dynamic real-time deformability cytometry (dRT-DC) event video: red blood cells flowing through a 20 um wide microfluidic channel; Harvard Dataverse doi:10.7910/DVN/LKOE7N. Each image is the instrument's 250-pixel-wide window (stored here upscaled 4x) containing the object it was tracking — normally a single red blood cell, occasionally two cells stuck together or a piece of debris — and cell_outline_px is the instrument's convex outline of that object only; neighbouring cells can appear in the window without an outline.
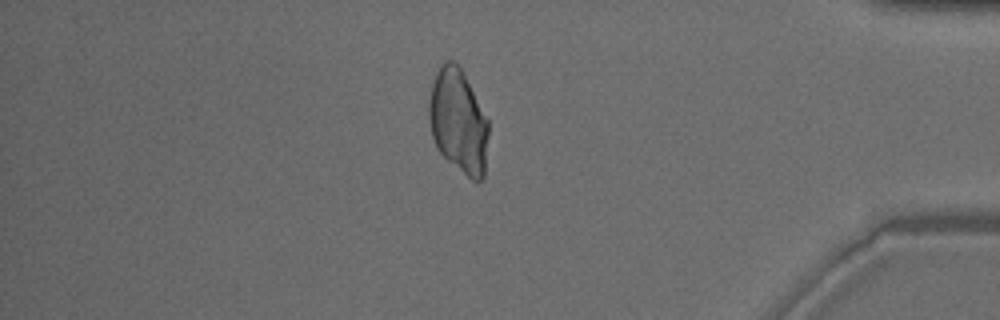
{"species": "common noctule bat (a hibernating species)", "species_latin": "Nyctalus noctula", "temperature_condition": "warm", "stored_images_in_passage": 49, "camera_frame_rate_fps": 3000, "um_per_image_px": 0.085, "animal": {"sex": "male", "body_mass_g": 18.8}, "frame": {"image": 1, "passage_image": 42, "time_ms": 13.667, "image_size_px": [1000, 320], "cell_outline_px": [[488, 136], [484, 176], [480, 180], [472, 180], [448, 160], [436, 148], [432, 136], [428, 120], [428, 100], [432, 84], [436, 72], [440, 64], [444, 60], [452, 60], [460, 68], [488, 120]], "centroid_in_image_um": [38.93, 10.3], "position_along_channel_um": 396.3, "area_um2": 35.84}}